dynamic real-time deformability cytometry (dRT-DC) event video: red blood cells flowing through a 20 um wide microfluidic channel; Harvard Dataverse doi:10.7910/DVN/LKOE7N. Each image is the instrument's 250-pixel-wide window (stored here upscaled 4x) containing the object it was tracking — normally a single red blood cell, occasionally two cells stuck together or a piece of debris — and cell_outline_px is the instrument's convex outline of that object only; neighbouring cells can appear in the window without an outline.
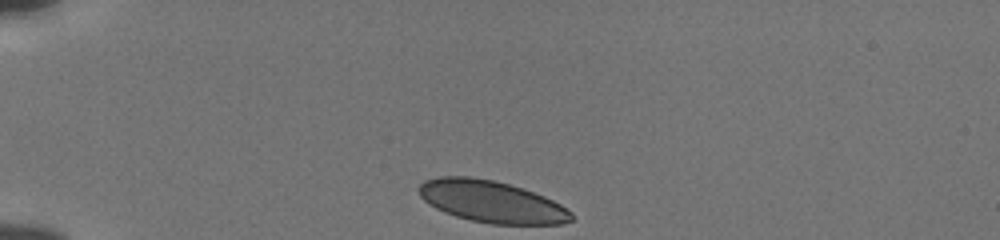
{"species": "human", "species_latin": "Homo sapiens", "temperature_condition": "cold", "stored_images_in_passage": 36, "camera_frame_rate_fps": 3000, "um_per_image_px": 0.085, "donor": {"sex": "male"}, "frame": {"image": 1, "passage_image": 1, "time_ms": 0.0, "image_size_px": [1000, 240], "cell_outline_px": [[572, 220], [564, 224], [492, 224], [472, 220], [456, 216], [444, 212], [428, 204], [420, 196], [416, 188], [424, 180], [440, 176], [468, 176], [492, 180], [508, 184], [544, 196], [560, 204], [572, 212]], "centroid_in_image_um": [41.74, 17.13], "position_along_channel_um": 43.3, "area_um2": 37.05}}
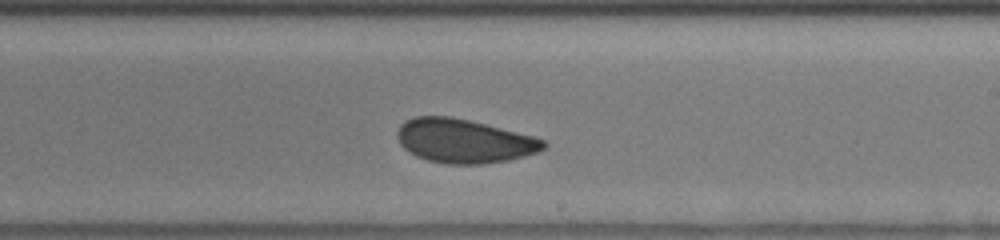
{"frame": {"image": 2, "passage_image": 21, "time_ms": 6.667, "image_size_px": [1000, 240], "cell_outline_px": [[548, 144], [540, 152], [508, 160], [484, 164], [448, 164], [428, 160], [416, 156], [408, 152], [400, 144], [396, 136], [396, 132], [400, 124], [416, 116], [452, 116], [532, 136], [544, 140]], "centroid_in_image_um": [39.42, 11.99], "position_along_channel_um": 249.6, "area_um2": 37.34}}
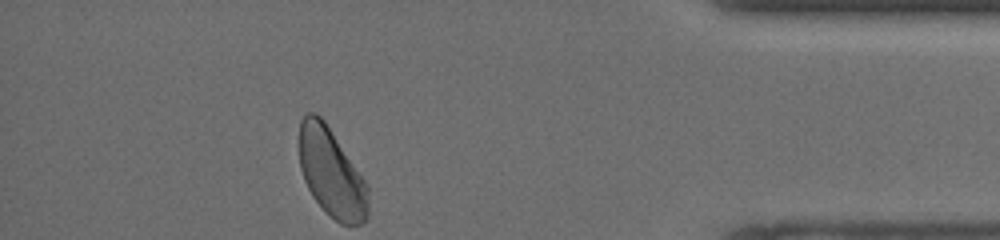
{"frame": {"image": 3, "passage_image": 36, "time_ms": 11.667, "image_size_px": [1000, 240], "cell_outline_px": [[368, 220], [360, 224], [340, 224], [312, 196], [304, 180], [300, 168], [300, 120], [308, 112], [316, 112], [324, 120], [364, 180], [368, 188]], "centroid_in_image_um": [28.17, 14.69], "position_along_channel_um": 407.0, "area_um2": 35.03}, "authors_computed_cell_mechanics": {"area_um2": 37.2232, "velocity_mm_per_s": 3.8061, "shape_relaxation_time_tau1_ms": 3.3691, "shape_relaxation_time_tau2_ms": 1.4129, "deformation_change_tau1": 0.1002, "deformation_change_tau2": 0.0623}}